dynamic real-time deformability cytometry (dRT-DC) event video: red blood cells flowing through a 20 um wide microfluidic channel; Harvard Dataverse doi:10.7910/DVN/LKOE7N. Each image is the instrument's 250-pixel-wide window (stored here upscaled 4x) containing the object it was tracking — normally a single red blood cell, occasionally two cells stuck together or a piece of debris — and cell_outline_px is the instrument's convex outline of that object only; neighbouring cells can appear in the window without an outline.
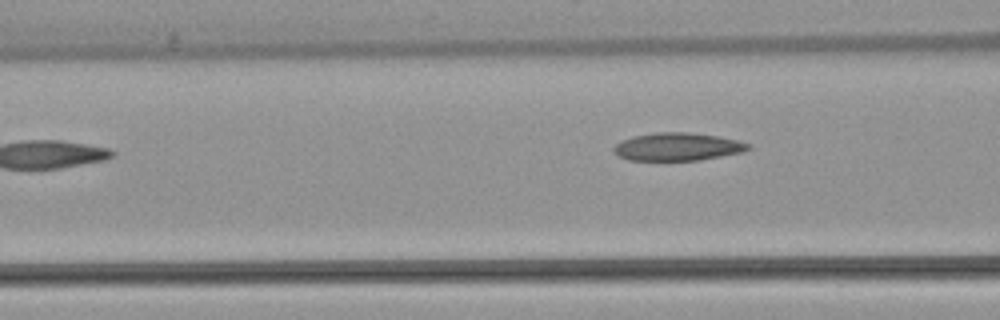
{"species": "common noctule bat (a hibernating species)", "species_latin": "Nyctalus noctula", "temperature_condition": "warm", "stored_images_in_passage": 4, "camera_frame_rate_fps": 3000, "um_per_image_px": 0.085, "animal": {"sex": "female", "body_mass_g": 22.7, "forearm_length_mm": 54.2}, "frame": {"image": 1, "passage_image": 4, "time_ms": 3.667, "image_size_px": [1000, 320], "cell_outline_px": [[752, 148], [740, 152], [700, 160], [628, 160], [616, 156], [612, 152], [612, 148], [620, 140], [632, 136], [656, 132], [688, 132], [720, 136], [752, 144]], "centroid_in_image_um": [57.54, 12.46], "position_along_channel_um": 109.1, "area_um2": 22.08}}